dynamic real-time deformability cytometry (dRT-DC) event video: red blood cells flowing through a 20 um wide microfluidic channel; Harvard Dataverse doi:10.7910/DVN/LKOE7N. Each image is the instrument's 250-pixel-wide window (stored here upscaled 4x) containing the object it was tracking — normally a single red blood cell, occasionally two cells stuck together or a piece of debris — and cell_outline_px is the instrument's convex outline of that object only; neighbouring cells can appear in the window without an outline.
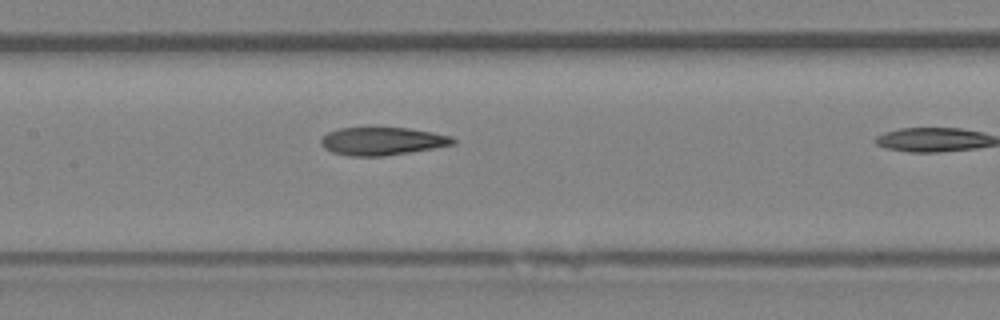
{"species": "Egyptian fruit bat (a non-hibernating species)", "species_latin": "Rousettus aegyptiacus", "temperature_condition": "room temperature", "stored_images_in_passage": 6, "camera_frame_rate_fps": 3000, "um_per_image_px": 0.085, "animal": {"sex": "female"}, "frame": {"image": 1, "passage_image": 5, "time_ms": 5.333, "image_size_px": [1000, 320], "cell_outline_px": [[456, 144], [384, 156], [348, 156], [332, 152], [324, 148], [320, 144], [320, 140], [328, 132], [340, 128], [368, 124], [372, 124], [408, 128], [432, 132], [452, 136], [456, 140]], "centroid_in_image_um": [32.44, 11.94], "position_along_channel_um": 175.0, "area_um2": 22.43}}